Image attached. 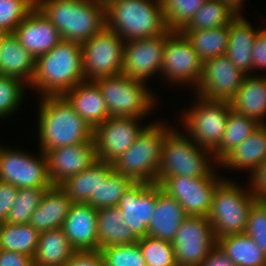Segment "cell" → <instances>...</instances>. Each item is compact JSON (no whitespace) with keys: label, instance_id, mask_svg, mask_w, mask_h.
Instances as JSON below:
<instances>
[{"label":"cell","instance_id":"1","mask_svg":"<svg viewBox=\"0 0 266 266\" xmlns=\"http://www.w3.org/2000/svg\"><path fill=\"white\" fill-rule=\"evenodd\" d=\"M84 81L82 44L61 40L51 51L39 56L30 88L40 96H62Z\"/></svg>","mask_w":266,"mask_h":266},{"label":"cell","instance_id":"2","mask_svg":"<svg viewBox=\"0 0 266 266\" xmlns=\"http://www.w3.org/2000/svg\"><path fill=\"white\" fill-rule=\"evenodd\" d=\"M38 145L43 153L49 150L83 144L93 139V129L77 114L63 96L40 98Z\"/></svg>","mask_w":266,"mask_h":266},{"label":"cell","instance_id":"3","mask_svg":"<svg viewBox=\"0 0 266 266\" xmlns=\"http://www.w3.org/2000/svg\"><path fill=\"white\" fill-rule=\"evenodd\" d=\"M62 40L83 44L106 27L105 7L95 0H36Z\"/></svg>","mask_w":266,"mask_h":266},{"label":"cell","instance_id":"4","mask_svg":"<svg viewBox=\"0 0 266 266\" xmlns=\"http://www.w3.org/2000/svg\"><path fill=\"white\" fill-rule=\"evenodd\" d=\"M106 28L124 41L152 38L165 33L160 0H116L105 7Z\"/></svg>","mask_w":266,"mask_h":266},{"label":"cell","instance_id":"5","mask_svg":"<svg viewBox=\"0 0 266 266\" xmlns=\"http://www.w3.org/2000/svg\"><path fill=\"white\" fill-rule=\"evenodd\" d=\"M176 130L172 128L164 137L156 184H160L166 177L215 176L217 173L213 167L219 164L213 152L199 146L183 130Z\"/></svg>","mask_w":266,"mask_h":266},{"label":"cell","instance_id":"6","mask_svg":"<svg viewBox=\"0 0 266 266\" xmlns=\"http://www.w3.org/2000/svg\"><path fill=\"white\" fill-rule=\"evenodd\" d=\"M160 122L149 123L133 144L112 163L116 173L134 182L156 183L164 137L174 128Z\"/></svg>","mask_w":266,"mask_h":266},{"label":"cell","instance_id":"7","mask_svg":"<svg viewBox=\"0 0 266 266\" xmlns=\"http://www.w3.org/2000/svg\"><path fill=\"white\" fill-rule=\"evenodd\" d=\"M224 178L216 187L208 220L216 239L245 233L249 210L256 200L251 189Z\"/></svg>","mask_w":266,"mask_h":266},{"label":"cell","instance_id":"8","mask_svg":"<svg viewBox=\"0 0 266 266\" xmlns=\"http://www.w3.org/2000/svg\"><path fill=\"white\" fill-rule=\"evenodd\" d=\"M106 103L109 117L144 118L156 107V95L147 83L122 74L95 80ZM146 84V85H145Z\"/></svg>","mask_w":266,"mask_h":266},{"label":"cell","instance_id":"9","mask_svg":"<svg viewBox=\"0 0 266 266\" xmlns=\"http://www.w3.org/2000/svg\"><path fill=\"white\" fill-rule=\"evenodd\" d=\"M195 98L198 101L181 116L182 126L190 139L213 152L221 143L232 107L230 101L204 99L197 94Z\"/></svg>","mask_w":266,"mask_h":266},{"label":"cell","instance_id":"10","mask_svg":"<svg viewBox=\"0 0 266 266\" xmlns=\"http://www.w3.org/2000/svg\"><path fill=\"white\" fill-rule=\"evenodd\" d=\"M125 41L114 31L104 28L82 44L84 80L120 75L123 68Z\"/></svg>","mask_w":266,"mask_h":266},{"label":"cell","instance_id":"11","mask_svg":"<svg viewBox=\"0 0 266 266\" xmlns=\"http://www.w3.org/2000/svg\"><path fill=\"white\" fill-rule=\"evenodd\" d=\"M40 157L22 150L0 145V181L20 188L52 187L48 174V159L39 151Z\"/></svg>","mask_w":266,"mask_h":266},{"label":"cell","instance_id":"12","mask_svg":"<svg viewBox=\"0 0 266 266\" xmlns=\"http://www.w3.org/2000/svg\"><path fill=\"white\" fill-rule=\"evenodd\" d=\"M202 66L203 62L197 52L180 31H173L166 38L161 65L164 81L166 79V82L170 81L178 86L186 83L194 86L195 91L201 79Z\"/></svg>","mask_w":266,"mask_h":266},{"label":"cell","instance_id":"13","mask_svg":"<svg viewBox=\"0 0 266 266\" xmlns=\"http://www.w3.org/2000/svg\"><path fill=\"white\" fill-rule=\"evenodd\" d=\"M172 245L177 266H198L217 245L208 217L187 216Z\"/></svg>","mask_w":266,"mask_h":266},{"label":"cell","instance_id":"14","mask_svg":"<svg viewBox=\"0 0 266 266\" xmlns=\"http://www.w3.org/2000/svg\"><path fill=\"white\" fill-rule=\"evenodd\" d=\"M223 179L218 174L205 177L174 176L166 177L159 185L176 199L188 216L208 217L214 191Z\"/></svg>","mask_w":266,"mask_h":266},{"label":"cell","instance_id":"15","mask_svg":"<svg viewBox=\"0 0 266 266\" xmlns=\"http://www.w3.org/2000/svg\"><path fill=\"white\" fill-rule=\"evenodd\" d=\"M140 117H109L93 129L96 159L113 163L138 138L147 125ZM143 126V127H142Z\"/></svg>","mask_w":266,"mask_h":266},{"label":"cell","instance_id":"16","mask_svg":"<svg viewBox=\"0 0 266 266\" xmlns=\"http://www.w3.org/2000/svg\"><path fill=\"white\" fill-rule=\"evenodd\" d=\"M172 32L168 29L156 37L125 41L121 74L143 82L160 75L166 38Z\"/></svg>","mask_w":266,"mask_h":266},{"label":"cell","instance_id":"17","mask_svg":"<svg viewBox=\"0 0 266 266\" xmlns=\"http://www.w3.org/2000/svg\"><path fill=\"white\" fill-rule=\"evenodd\" d=\"M247 75L226 55L203 62L202 75L195 94L204 99L230 101Z\"/></svg>","mask_w":266,"mask_h":266},{"label":"cell","instance_id":"18","mask_svg":"<svg viewBox=\"0 0 266 266\" xmlns=\"http://www.w3.org/2000/svg\"><path fill=\"white\" fill-rule=\"evenodd\" d=\"M156 206V183L134 182L117 205L134 235L147 236V228Z\"/></svg>","mask_w":266,"mask_h":266},{"label":"cell","instance_id":"19","mask_svg":"<svg viewBox=\"0 0 266 266\" xmlns=\"http://www.w3.org/2000/svg\"><path fill=\"white\" fill-rule=\"evenodd\" d=\"M46 156L48 174L53 186H59L67 178L80 173L97 161L93 139L83 144L51 149Z\"/></svg>","mask_w":266,"mask_h":266},{"label":"cell","instance_id":"20","mask_svg":"<svg viewBox=\"0 0 266 266\" xmlns=\"http://www.w3.org/2000/svg\"><path fill=\"white\" fill-rule=\"evenodd\" d=\"M35 60L51 51L61 40L57 28L35 7L13 32Z\"/></svg>","mask_w":266,"mask_h":266},{"label":"cell","instance_id":"21","mask_svg":"<svg viewBox=\"0 0 266 266\" xmlns=\"http://www.w3.org/2000/svg\"><path fill=\"white\" fill-rule=\"evenodd\" d=\"M75 251L97 250V209L73 203L62 225Z\"/></svg>","mask_w":266,"mask_h":266},{"label":"cell","instance_id":"22","mask_svg":"<svg viewBox=\"0 0 266 266\" xmlns=\"http://www.w3.org/2000/svg\"><path fill=\"white\" fill-rule=\"evenodd\" d=\"M62 96L92 129L109 118L102 92L95 81L84 80Z\"/></svg>","mask_w":266,"mask_h":266},{"label":"cell","instance_id":"23","mask_svg":"<svg viewBox=\"0 0 266 266\" xmlns=\"http://www.w3.org/2000/svg\"><path fill=\"white\" fill-rule=\"evenodd\" d=\"M147 228V236L172 242L187 218L182 206L156 184V206Z\"/></svg>","mask_w":266,"mask_h":266},{"label":"cell","instance_id":"24","mask_svg":"<svg viewBox=\"0 0 266 266\" xmlns=\"http://www.w3.org/2000/svg\"><path fill=\"white\" fill-rule=\"evenodd\" d=\"M35 58L20 44L14 33H0V75L14 77L30 86Z\"/></svg>","mask_w":266,"mask_h":266},{"label":"cell","instance_id":"25","mask_svg":"<svg viewBox=\"0 0 266 266\" xmlns=\"http://www.w3.org/2000/svg\"><path fill=\"white\" fill-rule=\"evenodd\" d=\"M259 29L252 27L242 14L229 24V38L225 55L246 75H252V48Z\"/></svg>","mask_w":266,"mask_h":266},{"label":"cell","instance_id":"26","mask_svg":"<svg viewBox=\"0 0 266 266\" xmlns=\"http://www.w3.org/2000/svg\"><path fill=\"white\" fill-rule=\"evenodd\" d=\"M72 204L59 186H52L43 194L29 224L39 233L62 228Z\"/></svg>","mask_w":266,"mask_h":266},{"label":"cell","instance_id":"27","mask_svg":"<svg viewBox=\"0 0 266 266\" xmlns=\"http://www.w3.org/2000/svg\"><path fill=\"white\" fill-rule=\"evenodd\" d=\"M230 104L234 111L266 124V75H247Z\"/></svg>","mask_w":266,"mask_h":266},{"label":"cell","instance_id":"28","mask_svg":"<svg viewBox=\"0 0 266 266\" xmlns=\"http://www.w3.org/2000/svg\"><path fill=\"white\" fill-rule=\"evenodd\" d=\"M266 160V124L230 151L218 164L224 169L250 170L252 174Z\"/></svg>","mask_w":266,"mask_h":266},{"label":"cell","instance_id":"29","mask_svg":"<svg viewBox=\"0 0 266 266\" xmlns=\"http://www.w3.org/2000/svg\"><path fill=\"white\" fill-rule=\"evenodd\" d=\"M112 170L111 163L97 160L87 169L67 178L59 187L73 203L89 204L96 209L98 176H107Z\"/></svg>","mask_w":266,"mask_h":266},{"label":"cell","instance_id":"30","mask_svg":"<svg viewBox=\"0 0 266 266\" xmlns=\"http://www.w3.org/2000/svg\"><path fill=\"white\" fill-rule=\"evenodd\" d=\"M138 240L117 206L97 209V250Z\"/></svg>","mask_w":266,"mask_h":266},{"label":"cell","instance_id":"31","mask_svg":"<svg viewBox=\"0 0 266 266\" xmlns=\"http://www.w3.org/2000/svg\"><path fill=\"white\" fill-rule=\"evenodd\" d=\"M75 252L62 228L39 234L34 266H63Z\"/></svg>","mask_w":266,"mask_h":266},{"label":"cell","instance_id":"32","mask_svg":"<svg viewBox=\"0 0 266 266\" xmlns=\"http://www.w3.org/2000/svg\"><path fill=\"white\" fill-rule=\"evenodd\" d=\"M217 246L235 266H266V255L246 233L219 238Z\"/></svg>","mask_w":266,"mask_h":266},{"label":"cell","instance_id":"33","mask_svg":"<svg viewBox=\"0 0 266 266\" xmlns=\"http://www.w3.org/2000/svg\"><path fill=\"white\" fill-rule=\"evenodd\" d=\"M180 32L190 42L202 62L225 55L229 38V25L207 30L182 29Z\"/></svg>","mask_w":266,"mask_h":266},{"label":"cell","instance_id":"34","mask_svg":"<svg viewBox=\"0 0 266 266\" xmlns=\"http://www.w3.org/2000/svg\"><path fill=\"white\" fill-rule=\"evenodd\" d=\"M261 124L233 109L228 116L220 145L213 151L219 163L230 151L248 138Z\"/></svg>","mask_w":266,"mask_h":266},{"label":"cell","instance_id":"35","mask_svg":"<svg viewBox=\"0 0 266 266\" xmlns=\"http://www.w3.org/2000/svg\"><path fill=\"white\" fill-rule=\"evenodd\" d=\"M39 234L29 223H0V249L34 257Z\"/></svg>","mask_w":266,"mask_h":266},{"label":"cell","instance_id":"36","mask_svg":"<svg viewBox=\"0 0 266 266\" xmlns=\"http://www.w3.org/2000/svg\"><path fill=\"white\" fill-rule=\"evenodd\" d=\"M237 16L227 5L217 0H207L183 29H211L229 25Z\"/></svg>","mask_w":266,"mask_h":266},{"label":"cell","instance_id":"37","mask_svg":"<svg viewBox=\"0 0 266 266\" xmlns=\"http://www.w3.org/2000/svg\"><path fill=\"white\" fill-rule=\"evenodd\" d=\"M134 181L118 174L114 169L107 176H98L96 190V209L117 206L123 193Z\"/></svg>","mask_w":266,"mask_h":266},{"label":"cell","instance_id":"38","mask_svg":"<svg viewBox=\"0 0 266 266\" xmlns=\"http://www.w3.org/2000/svg\"><path fill=\"white\" fill-rule=\"evenodd\" d=\"M207 0H160L167 28L181 31Z\"/></svg>","mask_w":266,"mask_h":266},{"label":"cell","instance_id":"39","mask_svg":"<svg viewBox=\"0 0 266 266\" xmlns=\"http://www.w3.org/2000/svg\"><path fill=\"white\" fill-rule=\"evenodd\" d=\"M51 187L20 188L8 213L6 223L28 224L45 191Z\"/></svg>","mask_w":266,"mask_h":266},{"label":"cell","instance_id":"40","mask_svg":"<svg viewBox=\"0 0 266 266\" xmlns=\"http://www.w3.org/2000/svg\"><path fill=\"white\" fill-rule=\"evenodd\" d=\"M138 243L146 266H177L172 242L145 236Z\"/></svg>","mask_w":266,"mask_h":266},{"label":"cell","instance_id":"41","mask_svg":"<svg viewBox=\"0 0 266 266\" xmlns=\"http://www.w3.org/2000/svg\"><path fill=\"white\" fill-rule=\"evenodd\" d=\"M26 87L28 85L17 78L0 75V120L18 110L25 97Z\"/></svg>","mask_w":266,"mask_h":266},{"label":"cell","instance_id":"42","mask_svg":"<svg viewBox=\"0 0 266 266\" xmlns=\"http://www.w3.org/2000/svg\"><path fill=\"white\" fill-rule=\"evenodd\" d=\"M36 7V0H0V33H13Z\"/></svg>","mask_w":266,"mask_h":266},{"label":"cell","instance_id":"43","mask_svg":"<svg viewBox=\"0 0 266 266\" xmlns=\"http://www.w3.org/2000/svg\"><path fill=\"white\" fill-rule=\"evenodd\" d=\"M109 266H146L139 243L112 245L101 249Z\"/></svg>","mask_w":266,"mask_h":266},{"label":"cell","instance_id":"44","mask_svg":"<svg viewBox=\"0 0 266 266\" xmlns=\"http://www.w3.org/2000/svg\"><path fill=\"white\" fill-rule=\"evenodd\" d=\"M245 233L266 255V201L256 199L248 213Z\"/></svg>","mask_w":266,"mask_h":266},{"label":"cell","instance_id":"45","mask_svg":"<svg viewBox=\"0 0 266 266\" xmlns=\"http://www.w3.org/2000/svg\"><path fill=\"white\" fill-rule=\"evenodd\" d=\"M101 250L75 251L63 266H102Z\"/></svg>","mask_w":266,"mask_h":266},{"label":"cell","instance_id":"46","mask_svg":"<svg viewBox=\"0 0 266 266\" xmlns=\"http://www.w3.org/2000/svg\"><path fill=\"white\" fill-rule=\"evenodd\" d=\"M250 176L251 191L254 197L261 201H266V160Z\"/></svg>","mask_w":266,"mask_h":266},{"label":"cell","instance_id":"47","mask_svg":"<svg viewBox=\"0 0 266 266\" xmlns=\"http://www.w3.org/2000/svg\"><path fill=\"white\" fill-rule=\"evenodd\" d=\"M252 70H266V28L259 29L252 48Z\"/></svg>","mask_w":266,"mask_h":266},{"label":"cell","instance_id":"48","mask_svg":"<svg viewBox=\"0 0 266 266\" xmlns=\"http://www.w3.org/2000/svg\"><path fill=\"white\" fill-rule=\"evenodd\" d=\"M18 188L10 183L0 181V223L7 219L10 208L16 199Z\"/></svg>","mask_w":266,"mask_h":266},{"label":"cell","instance_id":"49","mask_svg":"<svg viewBox=\"0 0 266 266\" xmlns=\"http://www.w3.org/2000/svg\"><path fill=\"white\" fill-rule=\"evenodd\" d=\"M0 266H34L33 257L0 249Z\"/></svg>","mask_w":266,"mask_h":266},{"label":"cell","instance_id":"50","mask_svg":"<svg viewBox=\"0 0 266 266\" xmlns=\"http://www.w3.org/2000/svg\"><path fill=\"white\" fill-rule=\"evenodd\" d=\"M198 266H235L216 245Z\"/></svg>","mask_w":266,"mask_h":266},{"label":"cell","instance_id":"51","mask_svg":"<svg viewBox=\"0 0 266 266\" xmlns=\"http://www.w3.org/2000/svg\"><path fill=\"white\" fill-rule=\"evenodd\" d=\"M225 5H227L232 11H234L237 15H241L243 2L245 0H217Z\"/></svg>","mask_w":266,"mask_h":266},{"label":"cell","instance_id":"52","mask_svg":"<svg viewBox=\"0 0 266 266\" xmlns=\"http://www.w3.org/2000/svg\"><path fill=\"white\" fill-rule=\"evenodd\" d=\"M95 1H97L102 6L106 7L108 4H110V3H112L113 1H116V0H95Z\"/></svg>","mask_w":266,"mask_h":266},{"label":"cell","instance_id":"53","mask_svg":"<svg viewBox=\"0 0 266 266\" xmlns=\"http://www.w3.org/2000/svg\"><path fill=\"white\" fill-rule=\"evenodd\" d=\"M102 266H109L108 264H106L105 262H103Z\"/></svg>","mask_w":266,"mask_h":266}]
</instances>
